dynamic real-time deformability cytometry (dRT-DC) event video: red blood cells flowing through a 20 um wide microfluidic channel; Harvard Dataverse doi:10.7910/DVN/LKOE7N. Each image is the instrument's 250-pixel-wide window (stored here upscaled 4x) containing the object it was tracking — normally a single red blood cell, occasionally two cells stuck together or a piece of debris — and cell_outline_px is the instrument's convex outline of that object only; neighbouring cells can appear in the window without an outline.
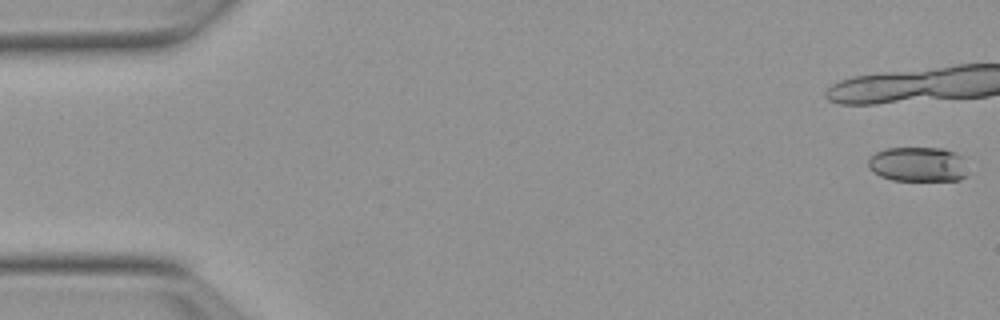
{"species": "Egyptian fruit bat (a non-hibernating species)", "species_latin": "Rousettus aegyptiacus", "temperature_condition": "warm", "stored_images_in_passage": 41, "camera_frame_rate_fps": 3000, "um_per_image_px": 0.085, "animal": {"sex": "female"}, "frame": {"image": 1, "passage_image": 1, "time_ms": 0.0, "image_size_px": [1000, 320], "cell_outline_px": [[964, 176], [960, 180], [892, 180], [880, 176], [872, 172], [868, 168], [868, 160], [876, 152], [888, 148], [944, 148], [956, 152], [960, 156], [964, 172]], "centroid_in_image_um": [77.95, 13.96], "position_along_channel_um": 7.0, "area_um2": 19.88}}